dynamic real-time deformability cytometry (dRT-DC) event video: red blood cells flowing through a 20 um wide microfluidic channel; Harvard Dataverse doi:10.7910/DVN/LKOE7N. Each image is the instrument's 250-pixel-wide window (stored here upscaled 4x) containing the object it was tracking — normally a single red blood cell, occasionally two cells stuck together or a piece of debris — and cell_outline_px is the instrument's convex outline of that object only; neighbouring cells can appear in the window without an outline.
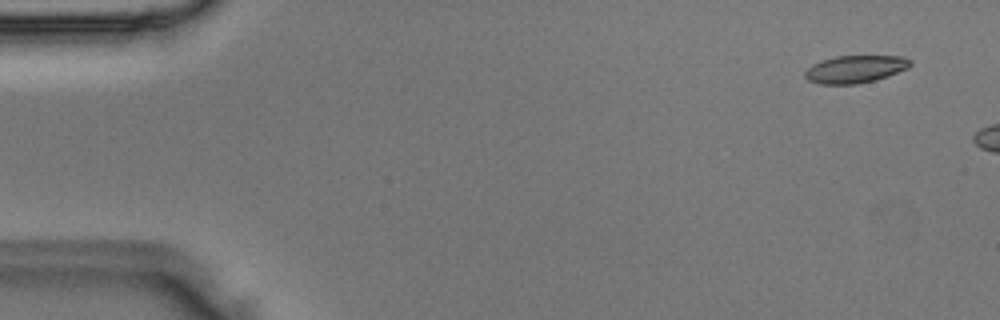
{"species": "Egyptian fruit bat (a non-hibernating species)", "species_latin": "Rousettus aegyptiacus", "temperature_condition": "room temperature", "stored_images_in_passage": 3, "camera_frame_rate_fps": 3000, "um_per_image_px": 0.085, "animal": {"sex": "male"}, "frame": {"image": 1, "passage_image": 1, "time_ms": 0.0, "image_size_px": [1000, 320], "cell_outline_px": [[912, 64], [908, 68], [888, 76], [876, 80], [856, 84], [820, 84], [808, 80], [804, 76], [804, 72], [812, 64], [836, 56], [904, 56], [912, 60]], "centroid_in_image_um": [72.72, 5.88], "position_along_channel_um": 12.3, "area_um2": 16.94}}